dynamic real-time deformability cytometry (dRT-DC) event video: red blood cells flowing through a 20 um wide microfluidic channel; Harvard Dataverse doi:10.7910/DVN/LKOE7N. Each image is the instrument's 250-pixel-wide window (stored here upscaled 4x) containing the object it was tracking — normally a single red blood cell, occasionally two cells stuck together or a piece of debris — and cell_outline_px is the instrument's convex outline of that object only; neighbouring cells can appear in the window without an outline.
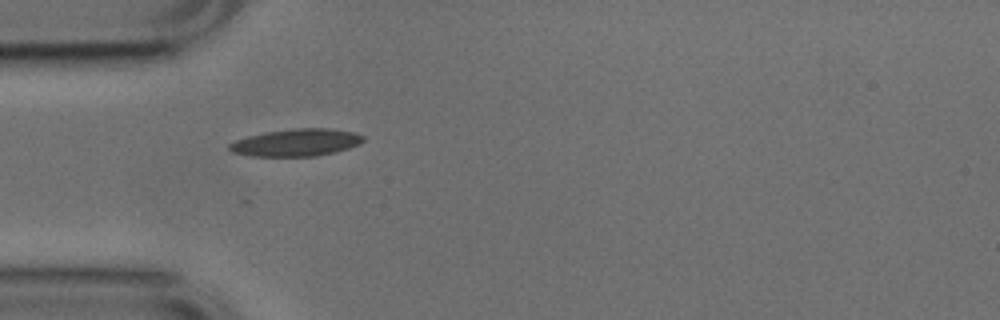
{"species": "common noctule bat (a hibernating species)", "species_latin": "Nyctalus noctula", "temperature_condition": "cold", "stored_images_in_passage": 38, "camera_frame_rate_fps": 3000, "um_per_image_px": 0.085, "animal": {"sex": "male", "body_mass_g": 17.9, "forearm_length_mm": 54.2}, "frame": {"image": 1, "passage_image": 1, "time_ms": 0.0, "image_size_px": [1000, 320], "cell_outline_px": [[364, 140], [360, 144], [348, 148], [316, 156], [252, 156], [232, 152], [228, 148], [228, 144], [236, 140], [248, 136], [268, 132], [296, 128], [328, 128], [356, 132], [364, 136]], "centroid_in_image_um": [25.2, 12.11], "position_along_channel_um": 59.8, "area_um2": 21.15}, "authors_computed_cell_mechanics": {"area_um2": 19.1607, "velocity_mm_per_s": 3.7706, "shape_relaxation_time_tau1_ms": null, "shape_relaxation_time_tau2_ms": 5.2338, "deformation_change_tau1": null, "deformation_change_tau2": 0.123}}